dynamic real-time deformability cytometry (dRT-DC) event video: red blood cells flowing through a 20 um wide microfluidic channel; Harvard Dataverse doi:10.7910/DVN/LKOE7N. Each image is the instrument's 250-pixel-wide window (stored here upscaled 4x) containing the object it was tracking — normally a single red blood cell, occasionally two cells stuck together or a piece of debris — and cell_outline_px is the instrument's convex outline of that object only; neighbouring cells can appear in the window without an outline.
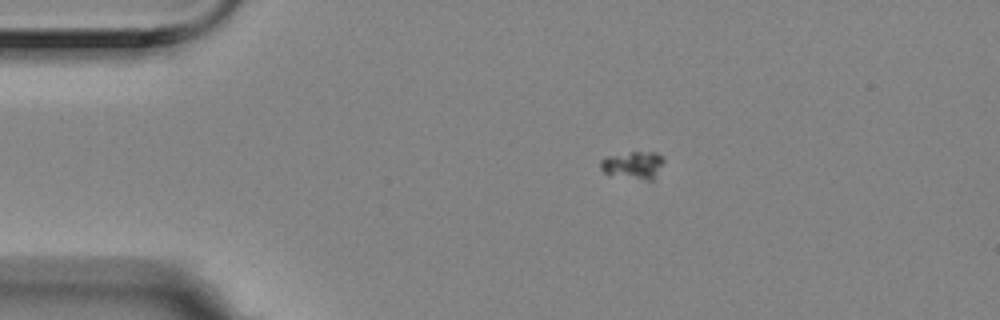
{"species": "Egyptian fruit bat (a non-hibernating species)", "species_latin": "Rousettus aegyptiacus", "temperature_condition": "room temperature", "stored_images_in_passage": 7, "camera_frame_rate_fps": 3000, "um_per_image_px": 0.085, "animal": {"sex": "female"}, "frame": {"image": 1, "passage_image": 3, "time_ms": 0.667, "image_size_px": [1000, 320], "cell_outline_px": [[664, 160], [652, 180], [644, 180], [608, 176], [600, 168], [600, 160], [608, 156], [632, 152], [656, 152], [664, 156]], "centroid_in_image_um": [53.78, 14.05], "position_along_channel_um": 31.2, "area_um2": 10.29}}
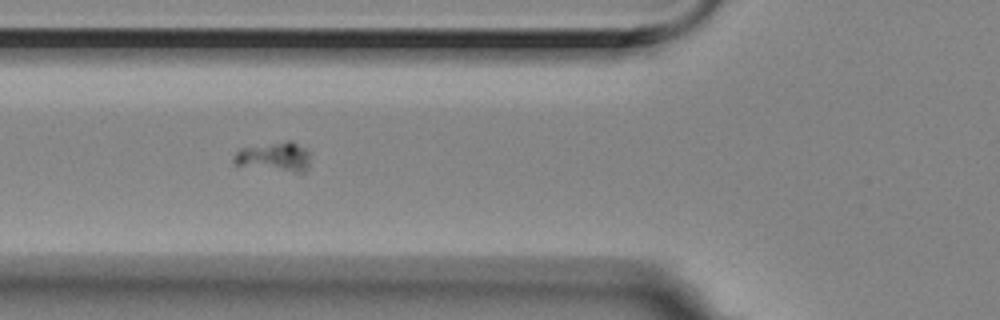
{"frame": {"image": 2, "passage_image": 6, "time_ms": 1.667, "image_size_px": [1000, 320], "cell_outline_px": [[308, 168], [304, 172], [296, 172], [236, 164], [232, 160], [232, 156], [240, 148], [288, 140], [292, 140], [304, 148], [308, 152]], "centroid_in_image_um": [23.32, 13.3], "position_along_channel_um": 102.5, "area_um2": 12.77}}
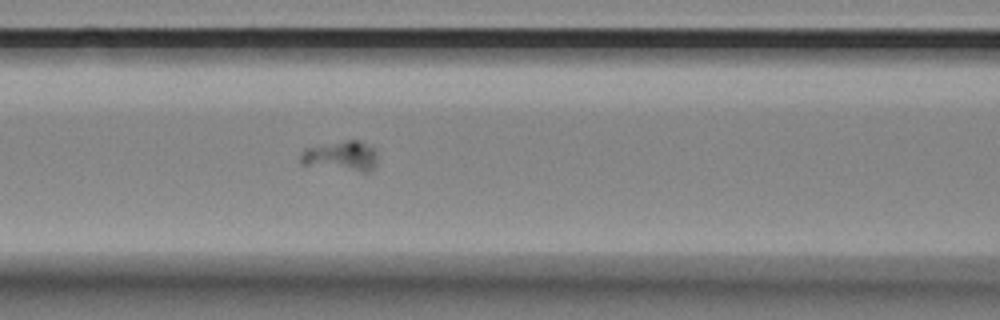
{"frame": {"image": 3, "passage_image": 7, "time_ms": 2.0, "image_size_px": [1000, 320], "cell_outline_px": [[376, 160], [372, 168], [368, 172], [364, 172], [300, 164], [300, 156], [308, 148], [344, 140], [360, 140], [372, 148], [376, 152]], "centroid_in_image_um": [29.01, 13.26], "position_along_channel_um": 137.6, "area_um2": 13.06}}